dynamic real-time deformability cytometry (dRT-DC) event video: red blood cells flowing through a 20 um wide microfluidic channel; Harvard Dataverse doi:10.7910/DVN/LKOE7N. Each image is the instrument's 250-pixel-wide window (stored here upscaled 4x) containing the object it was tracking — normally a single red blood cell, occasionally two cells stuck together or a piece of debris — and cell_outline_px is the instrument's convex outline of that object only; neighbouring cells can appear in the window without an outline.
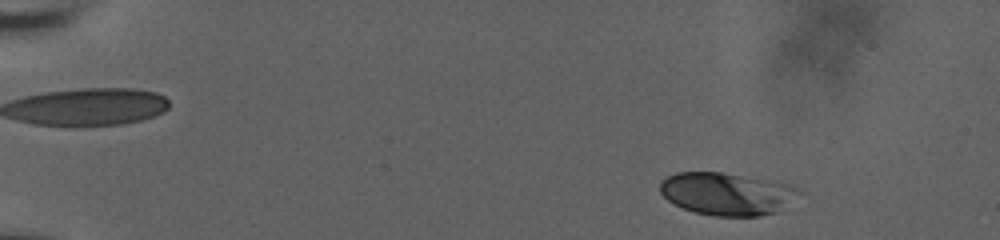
{"species": "human", "species_latin": "Homo sapiens", "temperature_condition": "room temperature", "stored_images_in_passage": 53, "camera_frame_rate_fps": 3000, "um_per_image_px": 0.085, "donor": {"sex": "male"}, "frame": {"image": 1, "passage_image": 3, "time_ms": 0.667, "image_size_px": [1000, 240], "cell_outline_px": [[800, 192], [776, 212], [760, 216], [712, 216], [696, 212], [684, 208], [668, 200], [660, 192], [660, 184], [668, 176], [676, 172], [720, 172], [784, 184], [796, 188]], "centroid_in_image_um": [61.7, 16.48], "position_along_channel_um": 23.3, "area_um2": 33.47}}
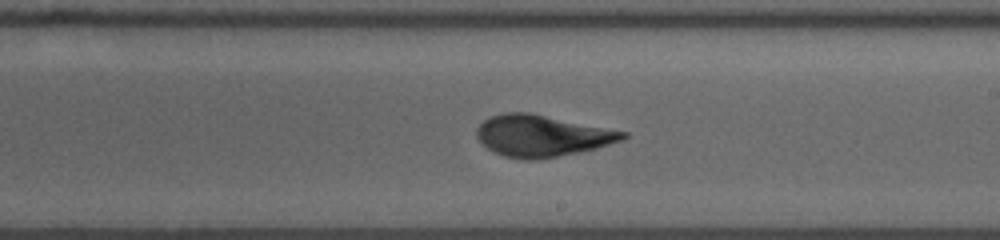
{"frame": {"image": 2, "passage_image": 31, "time_ms": 10.0, "image_size_px": [1000, 240], "cell_outline_px": [[628, 136], [620, 140], [596, 148], [580, 152], [536, 160], [520, 160], [504, 156], [488, 148], [476, 136], [476, 128], [488, 116], [504, 112], [528, 112], [628, 132]], "centroid_in_image_um": [46.03, 11.54], "position_along_channel_um": 243.0, "area_um2": 35.2}}
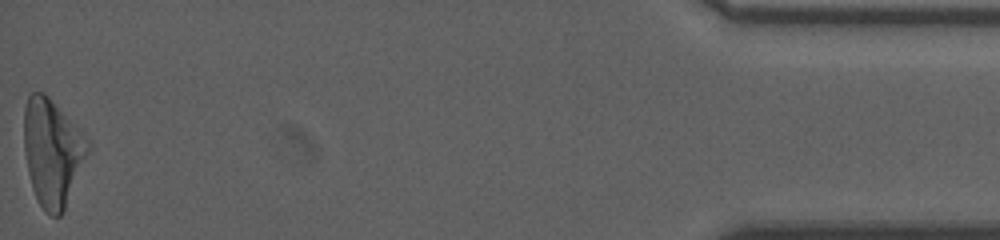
{"frame": {"image": 3, "passage_image": 53, "time_ms": 17.333, "image_size_px": [1000, 240], "cell_outline_px": [[88, 152], [64, 212], [60, 216], [52, 216], [44, 212], [32, 188], [28, 172], [24, 152], [24, 108], [28, 96], [32, 92], [44, 92], [84, 132], [88, 140]], "centroid_in_image_um": [4.44, 12.94], "position_along_channel_um": 430.8, "area_um2": 39.88}, "authors_computed_cell_mechanics": {"area_um2": 34.5644, "velocity_mm_per_s": 3.7143, "shape_relaxation_time_tau1_ms": 7.0851, "shape_relaxation_time_tau2_ms": 1.2237, "deformation_change_tau1": 0.2161, "deformation_change_tau2": 0.0774}}